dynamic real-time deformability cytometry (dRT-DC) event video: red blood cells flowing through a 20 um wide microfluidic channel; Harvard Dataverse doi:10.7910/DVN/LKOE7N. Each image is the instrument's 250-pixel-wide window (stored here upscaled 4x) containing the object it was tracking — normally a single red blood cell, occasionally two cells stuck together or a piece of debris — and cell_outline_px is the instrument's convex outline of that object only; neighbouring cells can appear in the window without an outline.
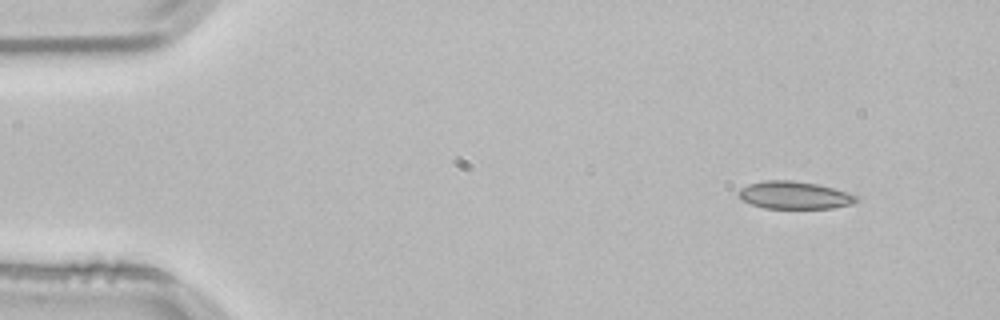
{"species": "common noctule bat (a hibernating species)", "species_latin": "Nyctalus noctula", "temperature_condition": "room temperature", "stored_images_in_passage": 49, "camera_frame_rate_fps": 3000, "um_per_image_px": 0.085, "animal": {"sex": "male", "body_mass_g": 21.5, "forearm_length_mm": 52.0}, "frame": {"image": 1, "passage_image": 1, "time_ms": 0.0, "image_size_px": [1000, 320], "cell_outline_px": [[860, 200], [852, 204], [832, 208], [764, 208], [740, 200], [736, 192], [740, 188], [748, 184], [764, 180], [792, 180], [816, 184], [848, 192], [856, 196]], "centroid_in_image_um": [67.48, 16.59], "position_along_channel_um": 17.5, "area_um2": 19.02}}
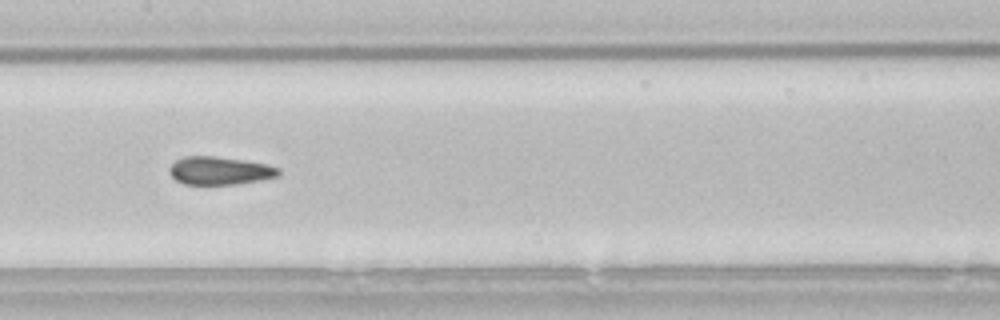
{"frame": {"image": 2, "passage_image": 22, "time_ms": 7.0, "image_size_px": [1000, 320], "cell_outline_px": [[280, 176], [260, 180], [236, 184], [184, 184], [176, 180], [168, 172], [168, 168], [176, 160], [184, 156], [216, 156], [244, 160], [268, 164], [280, 168]], "centroid_in_image_um": [18.69, 14.5], "position_along_channel_um": 188.7, "area_um2": 17.98}}
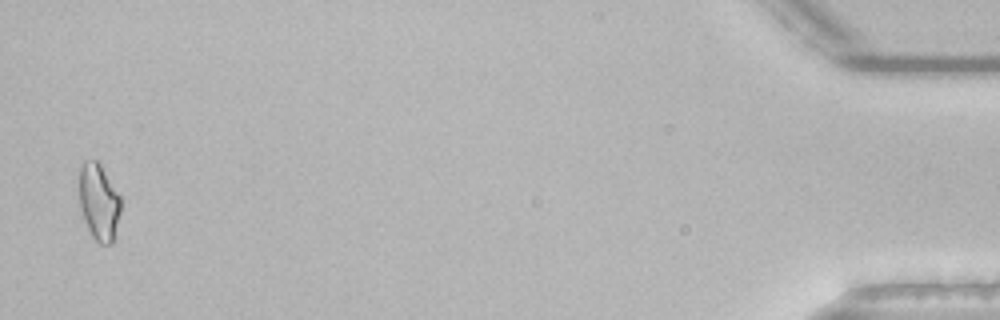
{"frame": {"image": 3, "passage_image": 48, "time_ms": 15.667, "image_size_px": [1000, 320], "cell_outline_px": [[120, 212], [112, 244], [100, 244], [92, 236], [84, 220], [80, 208], [80, 168], [84, 160], [96, 160], [100, 164], [120, 196]], "centroid_in_image_um": [8.4, 17.18], "position_along_channel_um": 426.8, "area_um2": 18.26}, "authors_computed_cell_mechanics": {"area_um2": 18.2648, "velocity_mm_per_s": 3.8254, "shape_relaxation_time_tau1_ms": null, "shape_relaxation_time_tau2_ms": 2.5286, "deformation_change_tau1": null, "deformation_change_tau2": 0.0893}}